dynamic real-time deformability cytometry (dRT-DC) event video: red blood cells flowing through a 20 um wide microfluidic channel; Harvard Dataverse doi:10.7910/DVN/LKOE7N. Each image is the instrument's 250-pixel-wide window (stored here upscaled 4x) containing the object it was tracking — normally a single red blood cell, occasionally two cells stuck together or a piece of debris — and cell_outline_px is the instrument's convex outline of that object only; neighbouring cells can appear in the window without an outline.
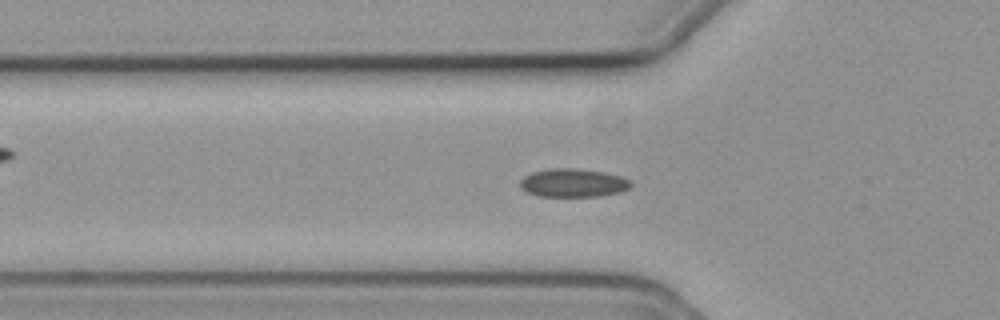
{"species": "common noctule bat (a hibernating species)", "species_latin": "Nyctalus noctula", "temperature_condition": "cold", "stored_images_in_passage": 49, "segment_of_instrument_passage": [1, 2], "camera_frame_rate_fps": 3000, "um_per_image_px": 0.085, "animal": {"sex": "female", "body_mass_g": 19.3, "forearm_length_mm": 54.1}, "frame": {"image": 1, "passage_image": 11, "time_ms": 3.333, "image_size_px": [1000, 320], "cell_outline_px": [[632, 184], [628, 188], [620, 192], [600, 196], [536, 196], [520, 188], [520, 180], [524, 176], [532, 172], [552, 168], [572, 168], [604, 172], [620, 176], [632, 180]], "centroid_in_image_um": [48.71, 15.54], "position_along_channel_um": 77.1, "area_um2": 18.32}}
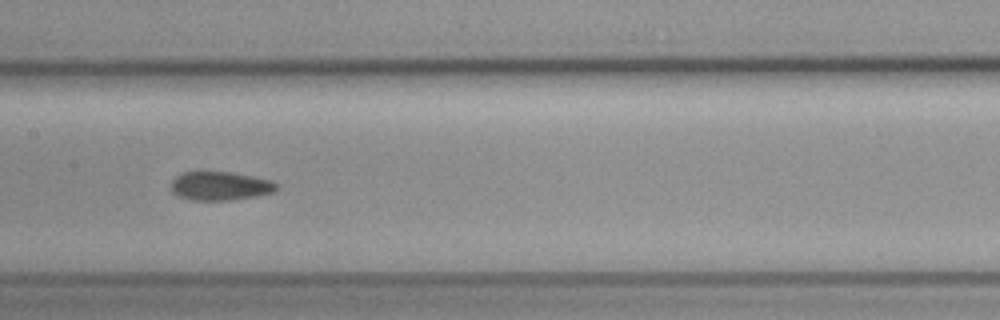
{"frame": {"image": 2, "passage_image": 20, "time_ms": 6.333, "image_size_px": [1000, 320], "cell_outline_px": [[280, 188], [272, 192], [256, 196], [228, 200], [192, 200], [176, 196], [168, 188], [172, 180], [180, 172], [232, 172], [272, 180], [280, 184]], "centroid_in_image_um": [18.69, 15.8], "position_along_channel_um": 188.7, "area_um2": 17.98}}
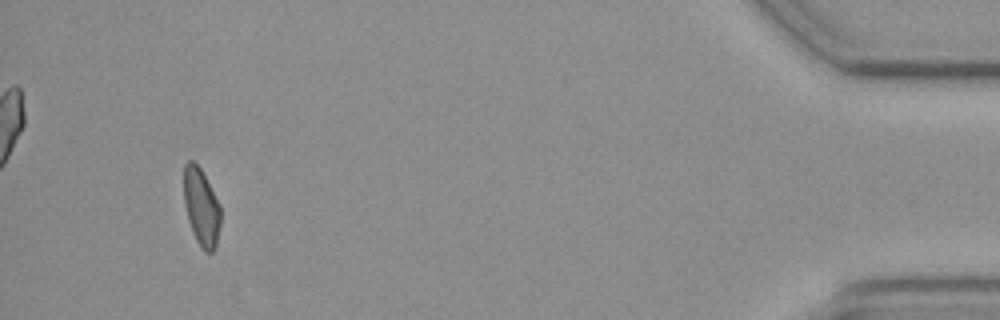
{"frame": {"image": 3, "passage_image": 45, "time_ms": 14.667, "image_size_px": [1000, 320], "cell_outline_px": [[220, 224], [216, 248], [212, 252], [204, 252], [200, 248], [192, 232], [188, 220], [184, 204], [184, 164], [188, 160], [192, 160], [200, 168], [220, 204]], "centroid_in_image_um": [17.11, 17.64], "position_along_channel_um": 418.1, "area_um2": 16.7}}